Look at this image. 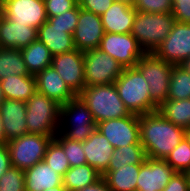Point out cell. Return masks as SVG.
Returning a JSON list of instances; mask_svg holds the SVG:
<instances>
[{
  "label": "cell",
  "mask_w": 190,
  "mask_h": 191,
  "mask_svg": "<svg viewBox=\"0 0 190 191\" xmlns=\"http://www.w3.org/2000/svg\"><path fill=\"white\" fill-rule=\"evenodd\" d=\"M140 143L146 156L166 159L185 136V129L168 121L158 110L139 115Z\"/></svg>",
  "instance_id": "1"
},
{
  "label": "cell",
  "mask_w": 190,
  "mask_h": 191,
  "mask_svg": "<svg viewBox=\"0 0 190 191\" xmlns=\"http://www.w3.org/2000/svg\"><path fill=\"white\" fill-rule=\"evenodd\" d=\"M114 84L130 113L143 115L158 110L159 107L150 99L148 83L135 67L124 68Z\"/></svg>",
  "instance_id": "2"
},
{
  "label": "cell",
  "mask_w": 190,
  "mask_h": 191,
  "mask_svg": "<svg viewBox=\"0 0 190 191\" xmlns=\"http://www.w3.org/2000/svg\"><path fill=\"white\" fill-rule=\"evenodd\" d=\"M175 22L172 13L136 11L131 34L144 53H154L169 35Z\"/></svg>",
  "instance_id": "3"
},
{
  "label": "cell",
  "mask_w": 190,
  "mask_h": 191,
  "mask_svg": "<svg viewBox=\"0 0 190 191\" xmlns=\"http://www.w3.org/2000/svg\"><path fill=\"white\" fill-rule=\"evenodd\" d=\"M78 95L87 104L96 124L131 114L118 95L114 83L85 87Z\"/></svg>",
  "instance_id": "4"
},
{
  "label": "cell",
  "mask_w": 190,
  "mask_h": 191,
  "mask_svg": "<svg viewBox=\"0 0 190 191\" xmlns=\"http://www.w3.org/2000/svg\"><path fill=\"white\" fill-rule=\"evenodd\" d=\"M60 104L35 92L26 101V124L28 133L56 136L60 123Z\"/></svg>",
  "instance_id": "5"
},
{
  "label": "cell",
  "mask_w": 190,
  "mask_h": 191,
  "mask_svg": "<svg viewBox=\"0 0 190 191\" xmlns=\"http://www.w3.org/2000/svg\"><path fill=\"white\" fill-rule=\"evenodd\" d=\"M96 125L91 111L79 95L60 106L58 133L66 138L84 142L96 129Z\"/></svg>",
  "instance_id": "6"
},
{
  "label": "cell",
  "mask_w": 190,
  "mask_h": 191,
  "mask_svg": "<svg viewBox=\"0 0 190 191\" xmlns=\"http://www.w3.org/2000/svg\"><path fill=\"white\" fill-rule=\"evenodd\" d=\"M173 66L154 53H145L135 66L149 85L150 99L158 107L167 100Z\"/></svg>",
  "instance_id": "7"
},
{
  "label": "cell",
  "mask_w": 190,
  "mask_h": 191,
  "mask_svg": "<svg viewBox=\"0 0 190 191\" xmlns=\"http://www.w3.org/2000/svg\"><path fill=\"white\" fill-rule=\"evenodd\" d=\"M54 136L27 133L7 142L11 165L22 170L33 167L44 159L46 148Z\"/></svg>",
  "instance_id": "8"
},
{
  "label": "cell",
  "mask_w": 190,
  "mask_h": 191,
  "mask_svg": "<svg viewBox=\"0 0 190 191\" xmlns=\"http://www.w3.org/2000/svg\"><path fill=\"white\" fill-rule=\"evenodd\" d=\"M83 54L86 87L113 84L122 74L123 66L99 48Z\"/></svg>",
  "instance_id": "9"
},
{
  "label": "cell",
  "mask_w": 190,
  "mask_h": 191,
  "mask_svg": "<svg viewBox=\"0 0 190 191\" xmlns=\"http://www.w3.org/2000/svg\"><path fill=\"white\" fill-rule=\"evenodd\" d=\"M98 48L119 62L123 68L135 67L145 54L131 33L105 32Z\"/></svg>",
  "instance_id": "10"
},
{
  "label": "cell",
  "mask_w": 190,
  "mask_h": 191,
  "mask_svg": "<svg viewBox=\"0 0 190 191\" xmlns=\"http://www.w3.org/2000/svg\"><path fill=\"white\" fill-rule=\"evenodd\" d=\"M114 148L141 145L139 115L131 113L122 118L101 121L96 125Z\"/></svg>",
  "instance_id": "11"
},
{
  "label": "cell",
  "mask_w": 190,
  "mask_h": 191,
  "mask_svg": "<svg viewBox=\"0 0 190 191\" xmlns=\"http://www.w3.org/2000/svg\"><path fill=\"white\" fill-rule=\"evenodd\" d=\"M154 54L172 65H180L190 57V24L175 22L171 32Z\"/></svg>",
  "instance_id": "12"
},
{
  "label": "cell",
  "mask_w": 190,
  "mask_h": 191,
  "mask_svg": "<svg viewBox=\"0 0 190 191\" xmlns=\"http://www.w3.org/2000/svg\"><path fill=\"white\" fill-rule=\"evenodd\" d=\"M0 12L15 24L36 29L48 19L44 0H8L0 6Z\"/></svg>",
  "instance_id": "13"
},
{
  "label": "cell",
  "mask_w": 190,
  "mask_h": 191,
  "mask_svg": "<svg viewBox=\"0 0 190 191\" xmlns=\"http://www.w3.org/2000/svg\"><path fill=\"white\" fill-rule=\"evenodd\" d=\"M51 65L76 95L86 87L83 51L75 49L52 56Z\"/></svg>",
  "instance_id": "14"
},
{
  "label": "cell",
  "mask_w": 190,
  "mask_h": 191,
  "mask_svg": "<svg viewBox=\"0 0 190 191\" xmlns=\"http://www.w3.org/2000/svg\"><path fill=\"white\" fill-rule=\"evenodd\" d=\"M175 172L165 159L147 157L140 166L136 191H162Z\"/></svg>",
  "instance_id": "15"
},
{
  "label": "cell",
  "mask_w": 190,
  "mask_h": 191,
  "mask_svg": "<svg viewBox=\"0 0 190 191\" xmlns=\"http://www.w3.org/2000/svg\"><path fill=\"white\" fill-rule=\"evenodd\" d=\"M104 33L101 17L79 6L78 23L73 32L75 48L83 52L98 48Z\"/></svg>",
  "instance_id": "16"
},
{
  "label": "cell",
  "mask_w": 190,
  "mask_h": 191,
  "mask_svg": "<svg viewBox=\"0 0 190 191\" xmlns=\"http://www.w3.org/2000/svg\"><path fill=\"white\" fill-rule=\"evenodd\" d=\"M0 115L7 141L28 133L26 124V102L5 99L0 104Z\"/></svg>",
  "instance_id": "17"
},
{
  "label": "cell",
  "mask_w": 190,
  "mask_h": 191,
  "mask_svg": "<svg viewBox=\"0 0 190 191\" xmlns=\"http://www.w3.org/2000/svg\"><path fill=\"white\" fill-rule=\"evenodd\" d=\"M35 78L37 92L44 94L60 105L66 104L76 96L52 65L38 72Z\"/></svg>",
  "instance_id": "18"
},
{
  "label": "cell",
  "mask_w": 190,
  "mask_h": 191,
  "mask_svg": "<svg viewBox=\"0 0 190 191\" xmlns=\"http://www.w3.org/2000/svg\"><path fill=\"white\" fill-rule=\"evenodd\" d=\"M114 149L112 144L97 128L83 142L87 164L94 167L101 175L107 170Z\"/></svg>",
  "instance_id": "19"
},
{
  "label": "cell",
  "mask_w": 190,
  "mask_h": 191,
  "mask_svg": "<svg viewBox=\"0 0 190 191\" xmlns=\"http://www.w3.org/2000/svg\"><path fill=\"white\" fill-rule=\"evenodd\" d=\"M37 40V29L15 24L0 12V47L22 49Z\"/></svg>",
  "instance_id": "20"
},
{
  "label": "cell",
  "mask_w": 190,
  "mask_h": 191,
  "mask_svg": "<svg viewBox=\"0 0 190 191\" xmlns=\"http://www.w3.org/2000/svg\"><path fill=\"white\" fill-rule=\"evenodd\" d=\"M37 39L49 49L52 56L76 49L73 35L48 20L37 29Z\"/></svg>",
  "instance_id": "21"
},
{
  "label": "cell",
  "mask_w": 190,
  "mask_h": 191,
  "mask_svg": "<svg viewBox=\"0 0 190 191\" xmlns=\"http://www.w3.org/2000/svg\"><path fill=\"white\" fill-rule=\"evenodd\" d=\"M136 10L133 6L114 2L111 7L101 15L104 32L107 33H131Z\"/></svg>",
  "instance_id": "22"
},
{
  "label": "cell",
  "mask_w": 190,
  "mask_h": 191,
  "mask_svg": "<svg viewBox=\"0 0 190 191\" xmlns=\"http://www.w3.org/2000/svg\"><path fill=\"white\" fill-rule=\"evenodd\" d=\"M24 174L25 191H45L63 184V176L43 160L24 170Z\"/></svg>",
  "instance_id": "23"
},
{
  "label": "cell",
  "mask_w": 190,
  "mask_h": 191,
  "mask_svg": "<svg viewBox=\"0 0 190 191\" xmlns=\"http://www.w3.org/2000/svg\"><path fill=\"white\" fill-rule=\"evenodd\" d=\"M5 99L26 102L36 91L35 75H9L0 80Z\"/></svg>",
  "instance_id": "24"
},
{
  "label": "cell",
  "mask_w": 190,
  "mask_h": 191,
  "mask_svg": "<svg viewBox=\"0 0 190 191\" xmlns=\"http://www.w3.org/2000/svg\"><path fill=\"white\" fill-rule=\"evenodd\" d=\"M141 164H126L118 170H106L102 177L112 191H136Z\"/></svg>",
  "instance_id": "25"
},
{
  "label": "cell",
  "mask_w": 190,
  "mask_h": 191,
  "mask_svg": "<svg viewBox=\"0 0 190 191\" xmlns=\"http://www.w3.org/2000/svg\"><path fill=\"white\" fill-rule=\"evenodd\" d=\"M20 51L29 74L36 75L52 64V55L49 49L38 39Z\"/></svg>",
  "instance_id": "26"
},
{
  "label": "cell",
  "mask_w": 190,
  "mask_h": 191,
  "mask_svg": "<svg viewBox=\"0 0 190 191\" xmlns=\"http://www.w3.org/2000/svg\"><path fill=\"white\" fill-rule=\"evenodd\" d=\"M102 178V175L89 164L70 167L63 176V186L67 191H77L90 186Z\"/></svg>",
  "instance_id": "27"
},
{
  "label": "cell",
  "mask_w": 190,
  "mask_h": 191,
  "mask_svg": "<svg viewBox=\"0 0 190 191\" xmlns=\"http://www.w3.org/2000/svg\"><path fill=\"white\" fill-rule=\"evenodd\" d=\"M158 111L174 125L190 129V99H167L159 106Z\"/></svg>",
  "instance_id": "28"
},
{
  "label": "cell",
  "mask_w": 190,
  "mask_h": 191,
  "mask_svg": "<svg viewBox=\"0 0 190 191\" xmlns=\"http://www.w3.org/2000/svg\"><path fill=\"white\" fill-rule=\"evenodd\" d=\"M9 75H30L20 49L0 47V80Z\"/></svg>",
  "instance_id": "29"
},
{
  "label": "cell",
  "mask_w": 190,
  "mask_h": 191,
  "mask_svg": "<svg viewBox=\"0 0 190 191\" xmlns=\"http://www.w3.org/2000/svg\"><path fill=\"white\" fill-rule=\"evenodd\" d=\"M146 158L147 156L142 145L115 148L107 170H118L126 164H142Z\"/></svg>",
  "instance_id": "30"
},
{
  "label": "cell",
  "mask_w": 190,
  "mask_h": 191,
  "mask_svg": "<svg viewBox=\"0 0 190 191\" xmlns=\"http://www.w3.org/2000/svg\"><path fill=\"white\" fill-rule=\"evenodd\" d=\"M167 99H190V74L180 65L172 68Z\"/></svg>",
  "instance_id": "31"
},
{
  "label": "cell",
  "mask_w": 190,
  "mask_h": 191,
  "mask_svg": "<svg viewBox=\"0 0 190 191\" xmlns=\"http://www.w3.org/2000/svg\"><path fill=\"white\" fill-rule=\"evenodd\" d=\"M43 161L61 176H64L66 171L70 168L69 161L62 146L54 138L49 142L46 148Z\"/></svg>",
  "instance_id": "32"
},
{
  "label": "cell",
  "mask_w": 190,
  "mask_h": 191,
  "mask_svg": "<svg viewBox=\"0 0 190 191\" xmlns=\"http://www.w3.org/2000/svg\"><path fill=\"white\" fill-rule=\"evenodd\" d=\"M165 161L176 172H186L190 169V142L186 136L166 157Z\"/></svg>",
  "instance_id": "33"
},
{
  "label": "cell",
  "mask_w": 190,
  "mask_h": 191,
  "mask_svg": "<svg viewBox=\"0 0 190 191\" xmlns=\"http://www.w3.org/2000/svg\"><path fill=\"white\" fill-rule=\"evenodd\" d=\"M54 139L62 146L64 153L69 161L70 167L87 164L83 150V142L68 139L59 133L54 137Z\"/></svg>",
  "instance_id": "34"
},
{
  "label": "cell",
  "mask_w": 190,
  "mask_h": 191,
  "mask_svg": "<svg viewBox=\"0 0 190 191\" xmlns=\"http://www.w3.org/2000/svg\"><path fill=\"white\" fill-rule=\"evenodd\" d=\"M24 170L11 166L0 177V191H25Z\"/></svg>",
  "instance_id": "35"
},
{
  "label": "cell",
  "mask_w": 190,
  "mask_h": 191,
  "mask_svg": "<svg viewBox=\"0 0 190 191\" xmlns=\"http://www.w3.org/2000/svg\"><path fill=\"white\" fill-rule=\"evenodd\" d=\"M48 21L60 28L67 29V33L73 35L74 30L76 29L78 18H79V4L66 12L62 15H58L56 17H47Z\"/></svg>",
  "instance_id": "36"
},
{
  "label": "cell",
  "mask_w": 190,
  "mask_h": 191,
  "mask_svg": "<svg viewBox=\"0 0 190 191\" xmlns=\"http://www.w3.org/2000/svg\"><path fill=\"white\" fill-rule=\"evenodd\" d=\"M136 11L149 13H171L172 0H135Z\"/></svg>",
  "instance_id": "37"
},
{
  "label": "cell",
  "mask_w": 190,
  "mask_h": 191,
  "mask_svg": "<svg viewBox=\"0 0 190 191\" xmlns=\"http://www.w3.org/2000/svg\"><path fill=\"white\" fill-rule=\"evenodd\" d=\"M47 17H56L75 8L78 0H44Z\"/></svg>",
  "instance_id": "38"
},
{
  "label": "cell",
  "mask_w": 190,
  "mask_h": 191,
  "mask_svg": "<svg viewBox=\"0 0 190 191\" xmlns=\"http://www.w3.org/2000/svg\"><path fill=\"white\" fill-rule=\"evenodd\" d=\"M171 13L176 22L190 24V0H172Z\"/></svg>",
  "instance_id": "39"
},
{
  "label": "cell",
  "mask_w": 190,
  "mask_h": 191,
  "mask_svg": "<svg viewBox=\"0 0 190 191\" xmlns=\"http://www.w3.org/2000/svg\"><path fill=\"white\" fill-rule=\"evenodd\" d=\"M81 9L103 15L114 3V0H78Z\"/></svg>",
  "instance_id": "40"
},
{
  "label": "cell",
  "mask_w": 190,
  "mask_h": 191,
  "mask_svg": "<svg viewBox=\"0 0 190 191\" xmlns=\"http://www.w3.org/2000/svg\"><path fill=\"white\" fill-rule=\"evenodd\" d=\"M162 191H189L185 173L175 172Z\"/></svg>",
  "instance_id": "41"
},
{
  "label": "cell",
  "mask_w": 190,
  "mask_h": 191,
  "mask_svg": "<svg viewBox=\"0 0 190 191\" xmlns=\"http://www.w3.org/2000/svg\"><path fill=\"white\" fill-rule=\"evenodd\" d=\"M11 159L8 146L0 145V177L11 167Z\"/></svg>",
  "instance_id": "42"
},
{
  "label": "cell",
  "mask_w": 190,
  "mask_h": 191,
  "mask_svg": "<svg viewBox=\"0 0 190 191\" xmlns=\"http://www.w3.org/2000/svg\"><path fill=\"white\" fill-rule=\"evenodd\" d=\"M77 191H112L109 186L107 185L106 181L102 177L99 181L96 183L86 186L82 189H79Z\"/></svg>",
  "instance_id": "43"
},
{
  "label": "cell",
  "mask_w": 190,
  "mask_h": 191,
  "mask_svg": "<svg viewBox=\"0 0 190 191\" xmlns=\"http://www.w3.org/2000/svg\"><path fill=\"white\" fill-rule=\"evenodd\" d=\"M2 120H1V115H0V145L2 144H7V140L5 138V133H4V130H3V125H2Z\"/></svg>",
  "instance_id": "44"
},
{
  "label": "cell",
  "mask_w": 190,
  "mask_h": 191,
  "mask_svg": "<svg viewBox=\"0 0 190 191\" xmlns=\"http://www.w3.org/2000/svg\"><path fill=\"white\" fill-rule=\"evenodd\" d=\"M180 66L184 68L189 74H190V57L186 60H184Z\"/></svg>",
  "instance_id": "45"
},
{
  "label": "cell",
  "mask_w": 190,
  "mask_h": 191,
  "mask_svg": "<svg viewBox=\"0 0 190 191\" xmlns=\"http://www.w3.org/2000/svg\"><path fill=\"white\" fill-rule=\"evenodd\" d=\"M45 191H67L66 188L61 184L60 186L51 187L50 189H47Z\"/></svg>",
  "instance_id": "46"
},
{
  "label": "cell",
  "mask_w": 190,
  "mask_h": 191,
  "mask_svg": "<svg viewBox=\"0 0 190 191\" xmlns=\"http://www.w3.org/2000/svg\"><path fill=\"white\" fill-rule=\"evenodd\" d=\"M114 2L124 3L129 6H133L135 0H114Z\"/></svg>",
  "instance_id": "47"
},
{
  "label": "cell",
  "mask_w": 190,
  "mask_h": 191,
  "mask_svg": "<svg viewBox=\"0 0 190 191\" xmlns=\"http://www.w3.org/2000/svg\"><path fill=\"white\" fill-rule=\"evenodd\" d=\"M184 173L186 175L187 182H188V190L190 191V169Z\"/></svg>",
  "instance_id": "48"
},
{
  "label": "cell",
  "mask_w": 190,
  "mask_h": 191,
  "mask_svg": "<svg viewBox=\"0 0 190 191\" xmlns=\"http://www.w3.org/2000/svg\"><path fill=\"white\" fill-rule=\"evenodd\" d=\"M5 100L2 88H1V84H0V104Z\"/></svg>",
  "instance_id": "49"
},
{
  "label": "cell",
  "mask_w": 190,
  "mask_h": 191,
  "mask_svg": "<svg viewBox=\"0 0 190 191\" xmlns=\"http://www.w3.org/2000/svg\"><path fill=\"white\" fill-rule=\"evenodd\" d=\"M185 136L187 137V139H188L189 142H190V129H186V131H185Z\"/></svg>",
  "instance_id": "50"
},
{
  "label": "cell",
  "mask_w": 190,
  "mask_h": 191,
  "mask_svg": "<svg viewBox=\"0 0 190 191\" xmlns=\"http://www.w3.org/2000/svg\"><path fill=\"white\" fill-rule=\"evenodd\" d=\"M8 0H0V6L3 5Z\"/></svg>",
  "instance_id": "51"
}]
</instances>
